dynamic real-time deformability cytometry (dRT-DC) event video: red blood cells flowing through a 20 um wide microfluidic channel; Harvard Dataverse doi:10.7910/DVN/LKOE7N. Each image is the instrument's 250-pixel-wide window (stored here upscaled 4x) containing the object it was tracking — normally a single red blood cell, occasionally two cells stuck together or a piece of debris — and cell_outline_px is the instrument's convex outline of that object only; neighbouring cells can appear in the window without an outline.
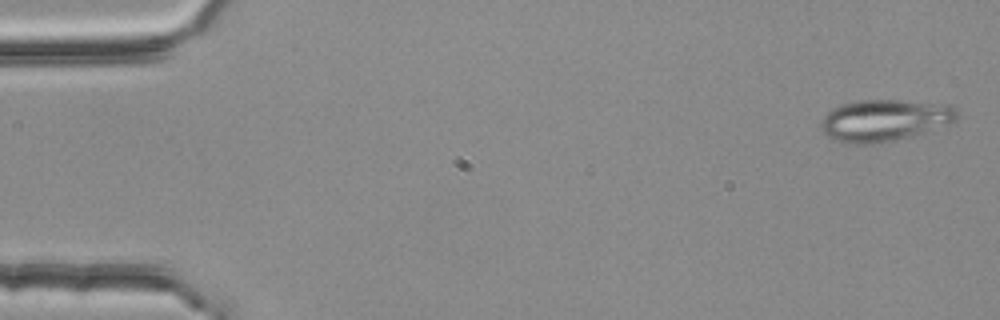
{"species": "common noctule bat (a hibernating species)", "species_latin": "Nyctalus noctula", "temperature_condition": "room temperature", "stored_images_in_passage": 4, "camera_frame_rate_fps": 3000, "um_per_image_px": 0.085, "animal": {"sex": "female", "body_mass_g": 25.1}, "frame": {"image": 1, "passage_image": 1, "time_ms": 0.0, "image_size_px": [1000, 320], "cell_outline_px": [[960, 112], [952, 120], [892, 140], [872, 144], [844, 144], [832, 140], [820, 128], [820, 120], [832, 108], [840, 104], [864, 100], [900, 100], [952, 104]], "centroid_in_image_um": [75.05, 10.2], "position_along_channel_um": 10.0, "area_um2": 32.37}}
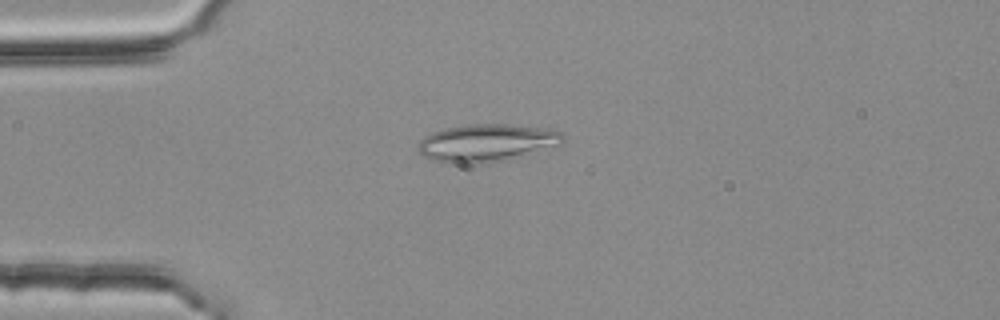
{"frame": {"image": 2, "passage_image": 3, "time_ms": 0.667, "image_size_px": [1000, 320], "cell_outline_px": [[564, 140], [560, 144], [504, 160], [484, 164], [472, 164], [432, 160], [424, 156], [416, 148], [420, 140], [424, 136], [432, 132], [444, 128], [464, 124], [504, 124], [548, 128], [560, 132], [564, 136]], "centroid_in_image_um": [41.32, 12.13], "position_along_channel_um": 43.7, "area_um2": 31.56}}